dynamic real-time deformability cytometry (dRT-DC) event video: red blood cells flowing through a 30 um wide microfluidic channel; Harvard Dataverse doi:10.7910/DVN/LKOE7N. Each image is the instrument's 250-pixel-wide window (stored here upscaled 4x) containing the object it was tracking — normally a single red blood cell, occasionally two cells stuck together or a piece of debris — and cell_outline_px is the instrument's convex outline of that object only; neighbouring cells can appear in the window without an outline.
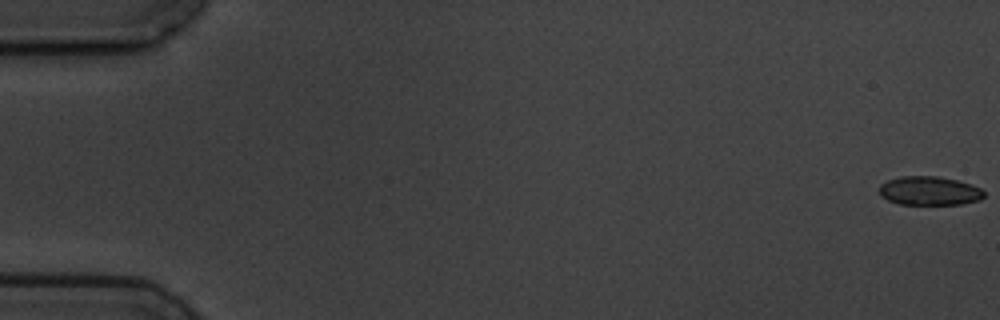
{"species": "common noctule bat (a hibernating species)", "species_latin": "Nyctalus noctula", "temperature_condition": "cold", "stored_images_in_passage": 11, "camera_frame_rate_fps": 3000, "um_per_image_px": 0.085, "animal": {"sex": "male", "body_mass_g": 19.5, "forearm_length_mm": 54.6}, "frame": {"image": 1, "passage_image": 1, "time_ms": 0.0, "image_size_px": [1000, 320], "cell_outline_px": [[984, 196], [980, 200], [960, 204], [900, 204], [888, 200], [880, 196], [880, 184], [888, 180], [900, 176], [936, 176], [956, 180], [972, 184], [980, 188], [984, 192]], "centroid_in_image_um": [78.99, 16.22], "position_along_channel_um": 6.0, "area_um2": 17.57}}
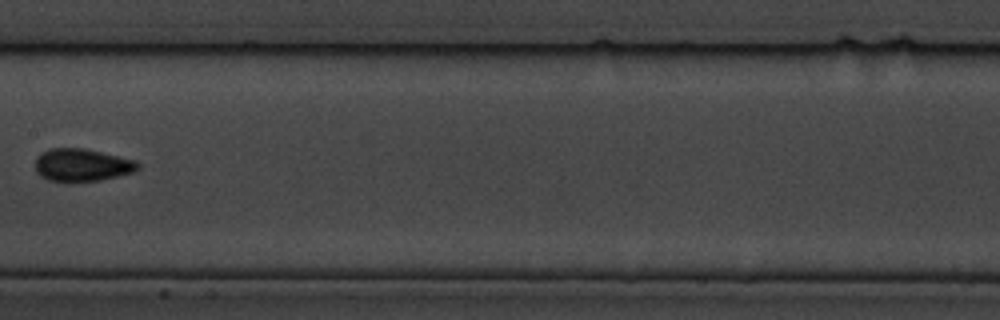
{"frame": {"image": 2, "passage_image": 8, "time_ms": 9.667, "image_size_px": [1000, 320], "cell_outline_px": [[140, 168], [136, 172], [100, 180], [72, 184], [48, 180], [40, 176], [36, 172], [36, 156], [40, 152], [48, 148], [84, 148], [136, 160], [140, 164]], "centroid_in_image_um": [6.96, 14.05], "position_along_channel_um": 200.4, "area_um2": 20.23}}
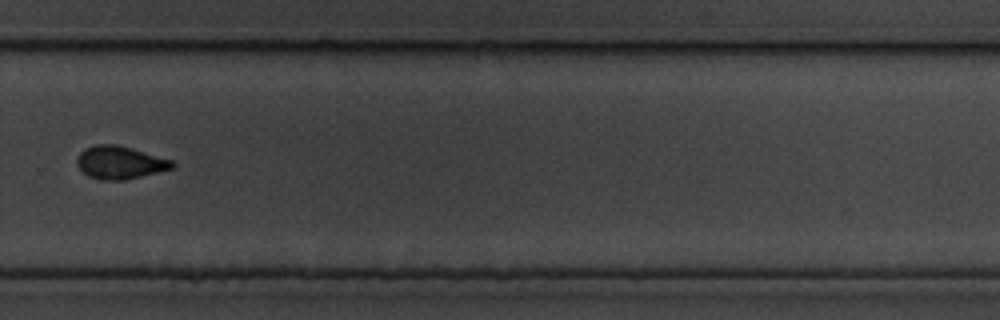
{"frame": {"image": 3, "passage_image": 11, "time_ms": 13.0, "image_size_px": [1000, 320], "cell_outline_px": [[176, 168], [124, 180], [100, 180], [88, 176], [76, 164], [76, 160], [80, 152], [84, 148], [96, 144], [116, 144], [132, 148], [172, 160], [176, 164]], "centroid_in_image_um": [10.2, 13.81], "position_along_channel_um": 319.6, "area_um2": 18.38}}